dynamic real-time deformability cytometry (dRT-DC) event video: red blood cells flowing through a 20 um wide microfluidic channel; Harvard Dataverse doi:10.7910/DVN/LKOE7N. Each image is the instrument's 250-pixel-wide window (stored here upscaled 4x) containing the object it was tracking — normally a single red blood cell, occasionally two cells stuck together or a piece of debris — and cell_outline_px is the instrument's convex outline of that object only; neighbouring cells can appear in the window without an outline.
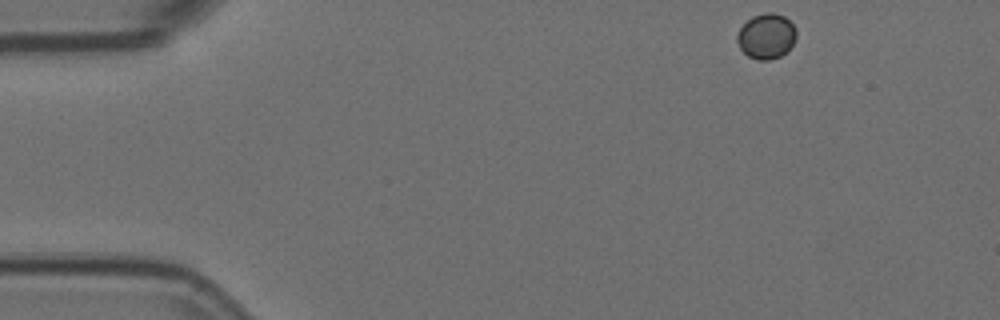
{"species": "Egyptian fruit bat (a non-hibernating species)", "species_latin": "Rousettus aegyptiacus", "temperature_condition": "room temperature", "stored_images_in_passage": 3, "camera_frame_rate_fps": 3000, "um_per_image_px": 0.085, "animal": {"sex": "female"}, "frame": {"image": 1, "passage_image": 1, "time_ms": 0.0, "image_size_px": [1000, 320], "cell_outline_px": [[796, 40], [780, 56], [768, 60], [756, 60], [748, 56], [740, 48], [736, 40], [736, 36], [740, 28], [752, 16], [764, 12], [772, 12], [784, 16], [796, 28]], "centroid_in_image_um": [65.12, 3.07], "position_along_channel_um": 19.9, "area_um2": 15.55}}
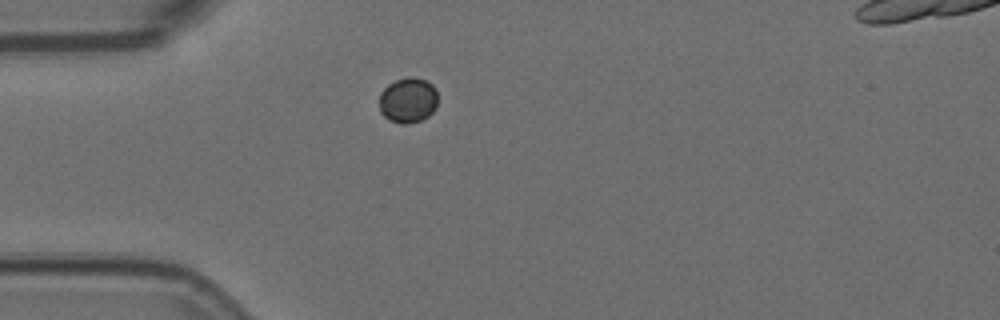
{"frame": {"image": 2, "passage_image": 3, "time_ms": 0.667, "image_size_px": [1000, 320], "cell_outline_px": [[436, 108], [428, 116], [420, 120], [408, 124], [400, 124], [388, 120], [380, 112], [380, 92], [388, 84], [396, 80], [408, 76], [412, 76], [424, 80], [432, 84], [436, 88]], "centroid_in_image_um": [34.67, 8.52], "position_along_channel_um": 50.3, "area_um2": 15.55}}